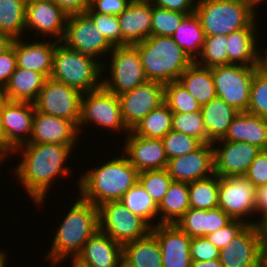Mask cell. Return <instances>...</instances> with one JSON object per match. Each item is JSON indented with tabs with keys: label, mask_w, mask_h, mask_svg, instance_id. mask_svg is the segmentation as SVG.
<instances>
[{
	"label": "cell",
	"mask_w": 267,
	"mask_h": 267,
	"mask_svg": "<svg viewBox=\"0 0 267 267\" xmlns=\"http://www.w3.org/2000/svg\"><path fill=\"white\" fill-rule=\"evenodd\" d=\"M75 145H60L54 143H25L14 149L11 154L22 153V161L14 171L18 181L26 189L32 202L38 206L45 203L55 178L70 174L71 169L65 166ZM22 151V152H21Z\"/></svg>",
	"instance_id": "cell-1"
},
{
	"label": "cell",
	"mask_w": 267,
	"mask_h": 267,
	"mask_svg": "<svg viewBox=\"0 0 267 267\" xmlns=\"http://www.w3.org/2000/svg\"><path fill=\"white\" fill-rule=\"evenodd\" d=\"M87 170L78 178L79 196L96 207L109 201H119L138 182V170L128 158L118 156Z\"/></svg>",
	"instance_id": "cell-2"
},
{
	"label": "cell",
	"mask_w": 267,
	"mask_h": 267,
	"mask_svg": "<svg viewBox=\"0 0 267 267\" xmlns=\"http://www.w3.org/2000/svg\"><path fill=\"white\" fill-rule=\"evenodd\" d=\"M73 202L75 203L57 227L51 249L46 254L51 267L62 263L69 256L74 260L88 239L99 230L98 207L80 196Z\"/></svg>",
	"instance_id": "cell-3"
},
{
	"label": "cell",
	"mask_w": 267,
	"mask_h": 267,
	"mask_svg": "<svg viewBox=\"0 0 267 267\" xmlns=\"http://www.w3.org/2000/svg\"><path fill=\"white\" fill-rule=\"evenodd\" d=\"M133 46L138 50L148 81L163 84L178 81L194 62L171 36H150Z\"/></svg>",
	"instance_id": "cell-4"
},
{
	"label": "cell",
	"mask_w": 267,
	"mask_h": 267,
	"mask_svg": "<svg viewBox=\"0 0 267 267\" xmlns=\"http://www.w3.org/2000/svg\"><path fill=\"white\" fill-rule=\"evenodd\" d=\"M96 58L56 44L50 78L87 93L102 87L104 64Z\"/></svg>",
	"instance_id": "cell-5"
},
{
	"label": "cell",
	"mask_w": 267,
	"mask_h": 267,
	"mask_svg": "<svg viewBox=\"0 0 267 267\" xmlns=\"http://www.w3.org/2000/svg\"><path fill=\"white\" fill-rule=\"evenodd\" d=\"M195 12L205 36H227L246 28L257 17L242 0H197Z\"/></svg>",
	"instance_id": "cell-6"
},
{
	"label": "cell",
	"mask_w": 267,
	"mask_h": 267,
	"mask_svg": "<svg viewBox=\"0 0 267 267\" xmlns=\"http://www.w3.org/2000/svg\"><path fill=\"white\" fill-rule=\"evenodd\" d=\"M109 78H102V87L119 96L146 83L138 50L133 45L113 47L110 52Z\"/></svg>",
	"instance_id": "cell-7"
},
{
	"label": "cell",
	"mask_w": 267,
	"mask_h": 267,
	"mask_svg": "<svg viewBox=\"0 0 267 267\" xmlns=\"http://www.w3.org/2000/svg\"><path fill=\"white\" fill-rule=\"evenodd\" d=\"M87 124L100 126L104 130L109 128V131L114 130L119 134L120 130L127 134L130 132L122 118L119 96L103 87L82 95L78 131L84 125L87 127Z\"/></svg>",
	"instance_id": "cell-8"
},
{
	"label": "cell",
	"mask_w": 267,
	"mask_h": 267,
	"mask_svg": "<svg viewBox=\"0 0 267 267\" xmlns=\"http://www.w3.org/2000/svg\"><path fill=\"white\" fill-rule=\"evenodd\" d=\"M99 230L122 246L145 237L151 227L128 210L120 201H109L98 206Z\"/></svg>",
	"instance_id": "cell-9"
},
{
	"label": "cell",
	"mask_w": 267,
	"mask_h": 267,
	"mask_svg": "<svg viewBox=\"0 0 267 267\" xmlns=\"http://www.w3.org/2000/svg\"><path fill=\"white\" fill-rule=\"evenodd\" d=\"M257 68L237 64L211 68L217 97L237 111L246 112L252 79Z\"/></svg>",
	"instance_id": "cell-10"
},
{
	"label": "cell",
	"mask_w": 267,
	"mask_h": 267,
	"mask_svg": "<svg viewBox=\"0 0 267 267\" xmlns=\"http://www.w3.org/2000/svg\"><path fill=\"white\" fill-rule=\"evenodd\" d=\"M219 261L223 267H263L267 260L262 226L248 224L226 247L220 249Z\"/></svg>",
	"instance_id": "cell-11"
},
{
	"label": "cell",
	"mask_w": 267,
	"mask_h": 267,
	"mask_svg": "<svg viewBox=\"0 0 267 267\" xmlns=\"http://www.w3.org/2000/svg\"><path fill=\"white\" fill-rule=\"evenodd\" d=\"M82 95V92L73 87L47 78L34 102L35 109L46 115L65 118L78 127Z\"/></svg>",
	"instance_id": "cell-12"
},
{
	"label": "cell",
	"mask_w": 267,
	"mask_h": 267,
	"mask_svg": "<svg viewBox=\"0 0 267 267\" xmlns=\"http://www.w3.org/2000/svg\"><path fill=\"white\" fill-rule=\"evenodd\" d=\"M60 43L97 59L103 58L113 48L86 13L67 17L64 37Z\"/></svg>",
	"instance_id": "cell-13"
},
{
	"label": "cell",
	"mask_w": 267,
	"mask_h": 267,
	"mask_svg": "<svg viewBox=\"0 0 267 267\" xmlns=\"http://www.w3.org/2000/svg\"><path fill=\"white\" fill-rule=\"evenodd\" d=\"M255 193L256 187L245 176L219 177L218 207L232 219L256 224L247 220L255 214Z\"/></svg>",
	"instance_id": "cell-14"
},
{
	"label": "cell",
	"mask_w": 267,
	"mask_h": 267,
	"mask_svg": "<svg viewBox=\"0 0 267 267\" xmlns=\"http://www.w3.org/2000/svg\"><path fill=\"white\" fill-rule=\"evenodd\" d=\"M34 113V103L7 100L2 104L1 125L4 132V155L7 158L18 146L29 142Z\"/></svg>",
	"instance_id": "cell-15"
},
{
	"label": "cell",
	"mask_w": 267,
	"mask_h": 267,
	"mask_svg": "<svg viewBox=\"0 0 267 267\" xmlns=\"http://www.w3.org/2000/svg\"><path fill=\"white\" fill-rule=\"evenodd\" d=\"M165 84L147 81L133 90L119 95L122 118L131 131L153 109L164 103Z\"/></svg>",
	"instance_id": "cell-16"
},
{
	"label": "cell",
	"mask_w": 267,
	"mask_h": 267,
	"mask_svg": "<svg viewBox=\"0 0 267 267\" xmlns=\"http://www.w3.org/2000/svg\"><path fill=\"white\" fill-rule=\"evenodd\" d=\"M219 142V143H218ZM221 144L217 147L215 144ZM214 173L219 177L245 176L261 149L246 142L215 141Z\"/></svg>",
	"instance_id": "cell-17"
},
{
	"label": "cell",
	"mask_w": 267,
	"mask_h": 267,
	"mask_svg": "<svg viewBox=\"0 0 267 267\" xmlns=\"http://www.w3.org/2000/svg\"><path fill=\"white\" fill-rule=\"evenodd\" d=\"M166 171L173 181L192 182L214 175V149L204 143L194 152L168 159Z\"/></svg>",
	"instance_id": "cell-18"
},
{
	"label": "cell",
	"mask_w": 267,
	"mask_h": 267,
	"mask_svg": "<svg viewBox=\"0 0 267 267\" xmlns=\"http://www.w3.org/2000/svg\"><path fill=\"white\" fill-rule=\"evenodd\" d=\"M151 232L159 242L162 267H190V236L176 224H155Z\"/></svg>",
	"instance_id": "cell-19"
},
{
	"label": "cell",
	"mask_w": 267,
	"mask_h": 267,
	"mask_svg": "<svg viewBox=\"0 0 267 267\" xmlns=\"http://www.w3.org/2000/svg\"><path fill=\"white\" fill-rule=\"evenodd\" d=\"M126 136L123 153L139 173L166 168L168 159L161 139L138 136L131 131Z\"/></svg>",
	"instance_id": "cell-20"
},
{
	"label": "cell",
	"mask_w": 267,
	"mask_h": 267,
	"mask_svg": "<svg viewBox=\"0 0 267 267\" xmlns=\"http://www.w3.org/2000/svg\"><path fill=\"white\" fill-rule=\"evenodd\" d=\"M80 133L77 126L65 119L46 115L35 109L32 122V133L27 143H54L76 145Z\"/></svg>",
	"instance_id": "cell-21"
},
{
	"label": "cell",
	"mask_w": 267,
	"mask_h": 267,
	"mask_svg": "<svg viewBox=\"0 0 267 267\" xmlns=\"http://www.w3.org/2000/svg\"><path fill=\"white\" fill-rule=\"evenodd\" d=\"M67 14L50 0L33 2L26 5V29L57 37L61 42L66 28ZM41 33V34H40Z\"/></svg>",
	"instance_id": "cell-22"
},
{
	"label": "cell",
	"mask_w": 267,
	"mask_h": 267,
	"mask_svg": "<svg viewBox=\"0 0 267 267\" xmlns=\"http://www.w3.org/2000/svg\"><path fill=\"white\" fill-rule=\"evenodd\" d=\"M118 19L121 28V46L134 45L147 39L151 36V1L132 0Z\"/></svg>",
	"instance_id": "cell-23"
},
{
	"label": "cell",
	"mask_w": 267,
	"mask_h": 267,
	"mask_svg": "<svg viewBox=\"0 0 267 267\" xmlns=\"http://www.w3.org/2000/svg\"><path fill=\"white\" fill-rule=\"evenodd\" d=\"M122 255L123 246L98 230L74 260L83 267H116Z\"/></svg>",
	"instance_id": "cell-24"
},
{
	"label": "cell",
	"mask_w": 267,
	"mask_h": 267,
	"mask_svg": "<svg viewBox=\"0 0 267 267\" xmlns=\"http://www.w3.org/2000/svg\"><path fill=\"white\" fill-rule=\"evenodd\" d=\"M24 38L15 39L17 67L33 70L50 78L53 67V56L58 41L26 42ZM35 42V43H34Z\"/></svg>",
	"instance_id": "cell-25"
},
{
	"label": "cell",
	"mask_w": 267,
	"mask_h": 267,
	"mask_svg": "<svg viewBox=\"0 0 267 267\" xmlns=\"http://www.w3.org/2000/svg\"><path fill=\"white\" fill-rule=\"evenodd\" d=\"M256 18L246 27L227 35L228 64L260 66Z\"/></svg>",
	"instance_id": "cell-26"
},
{
	"label": "cell",
	"mask_w": 267,
	"mask_h": 267,
	"mask_svg": "<svg viewBox=\"0 0 267 267\" xmlns=\"http://www.w3.org/2000/svg\"><path fill=\"white\" fill-rule=\"evenodd\" d=\"M233 219L221 208H190L175 224L191 238L204 237L224 228Z\"/></svg>",
	"instance_id": "cell-27"
},
{
	"label": "cell",
	"mask_w": 267,
	"mask_h": 267,
	"mask_svg": "<svg viewBox=\"0 0 267 267\" xmlns=\"http://www.w3.org/2000/svg\"><path fill=\"white\" fill-rule=\"evenodd\" d=\"M218 141L246 142L267 150V118L239 112L223 139Z\"/></svg>",
	"instance_id": "cell-28"
},
{
	"label": "cell",
	"mask_w": 267,
	"mask_h": 267,
	"mask_svg": "<svg viewBox=\"0 0 267 267\" xmlns=\"http://www.w3.org/2000/svg\"><path fill=\"white\" fill-rule=\"evenodd\" d=\"M201 113L205 124L208 143L221 140L226 135L229 126L239 113L219 97L213 98L202 105Z\"/></svg>",
	"instance_id": "cell-29"
},
{
	"label": "cell",
	"mask_w": 267,
	"mask_h": 267,
	"mask_svg": "<svg viewBox=\"0 0 267 267\" xmlns=\"http://www.w3.org/2000/svg\"><path fill=\"white\" fill-rule=\"evenodd\" d=\"M46 79L41 73L17 67L5 85L7 100L34 103Z\"/></svg>",
	"instance_id": "cell-30"
},
{
	"label": "cell",
	"mask_w": 267,
	"mask_h": 267,
	"mask_svg": "<svg viewBox=\"0 0 267 267\" xmlns=\"http://www.w3.org/2000/svg\"><path fill=\"white\" fill-rule=\"evenodd\" d=\"M133 267H162L159 242L150 231L145 237L123 245V255Z\"/></svg>",
	"instance_id": "cell-31"
},
{
	"label": "cell",
	"mask_w": 267,
	"mask_h": 267,
	"mask_svg": "<svg viewBox=\"0 0 267 267\" xmlns=\"http://www.w3.org/2000/svg\"><path fill=\"white\" fill-rule=\"evenodd\" d=\"M178 82L201 105L217 97L211 68L202 67L193 62L180 75Z\"/></svg>",
	"instance_id": "cell-32"
},
{
	"label": "cell",
	"mask_w": 267,
	"mask_h": 267,
	"mask_svg": "<svg viewBox=\"0 0 267 267\" xmlns=\"http://www.w3.org/2000/svg\"><path fill=\"white\" fill-rule=\"evenodd\" d=\"M190 208L188 183L172 181L158 204L157 224H175Z\"/></svg>",
	"instance_id": "cell-33"
},
{
	"label": "cell",
	"mask_w": 267,
	"mask_h": 267,
	"mask_svg": "<svg viewBox=\"0 0 267 267\" xmlns=\"http://www.w3.org/2000/svg\"><path fill=\"white\" fill-rule=\"evenodd\" d=\"M171 37L195 61L201 53L205 40V33L197 13L194 11L186 14Z\"/></svg>",
	"instance_id": "cell-34"
},
{
	"label": "cell",
	"mask_w": 267,
	"mask_h": 267,
	"mask_svg": "<svg viewBox=\"0 0 267 267\" xmlns=\"http://www.w3.org/2000/svg\"><path fill=\"white\" fill-rule=\"evenodd\" d=\"M172 115L173 112L164 102L138 122L131 132L146 138L162 139L172 130Z\"/></svg>",
	"instance_id": "cell-35"
},
{
	"label": "cell",
	"mask_w": 267,
	"mask_h": 267,
	"mask_svg": "<svg viewBox=\"0 0 267 267\" xmlns=\"http://www.w3.org/2000/svg\"><path fill=\"white\" fill-rule=\"evenodd\" d=\"M119 201L132 213L141 217L151 228L154 227L153 220L158 216V204L139 182L132 186Z\"/></svg>",
	"instance_id": "cell-36"
},
{
	"label": "cell",
	"mask_w": 267,
	"mask_h": 267,
	"mask_svg": "<svg viewBox=\"0 0 267 267\" xmlns=\"http://www.w3.org/2000/svg\"><path fill=\"white\" fill-rule=\"evenodd\" d=\"M26 21L24 0H0V31L14 39L23 38ZM23 35V36H22Z\"/></svg>",
	"instance_id": "cell-37"
},
{
	"label": "cell",
	"mask_w": 267,
	"mask_h": 267,
	"mask_svg": "<svg viewBox=\"0 0 267 267\" xmlns=\"http://www.w3.org/2000/svg\"><path fill=\"white\" fill-rule=\"evenodd\" d=\"M188 188L191 208L208 210L218 207V175L214 174L208 178L189 182Z\"/></svg>",
	"instance_id": "cell-38"
},
{
	"label": "cell",
	"mask_w": 267,
	"mask_h": 267,
	"mask_svg": "<svg viewBox=\"0 0 267 267\" xmlns=\"http://www.w3.org/2000/svg\"><path fill=\"white\" fill-rule=\"evenodd\" d=\"M227 36H205L201 53L194 62L202 67L213 68L228 65Z\"/></svg>",
	"instance_id": "cell-39"
},
{
	"label": "cell",
	"mask_w": 267,
	"mask_h": 267,
	"mask_svg": "<svg viewBox=\"0 0 267 267\" xmlns=\"http://www.w3.org/2000/svg\"><path fill=\"white\" fill-rule=\"evenodd\" d=\"M164 102L173 113L201 111L202 105L178 82L165 84Z\"/></svg>",
	"instance_id": "cell-40"
},
{
	"label": "cell",
	"mask_w": 267,
	"mask_h": 267,
	"mask_svg": "<svg viewBox=\"0 0 267 267\" xmlns=\"http://www.w3.org/2000/svg\"><path fill=\"white\" fill-rule=\"evenodd\" d=\"M172 130L194 137L202 144L208 143L207 132L201 111L173 113Z\"/></svg>",
	"instance_id": "cell-41"
},
{
	"label": "cell",
	"mask_w": 267,
	"mask_h": 267,
	"mask_svg": "<svg viewBox=\"0 0 267 267\" xmlns=\"http://www.w3.org/2000/svg\"><path fill=\"white\" fill-rule=\"evenodd\" d=\"M250 114L267 118V73L258 67L255 70L247 111Z\"/></svg>",
	"instance_id": "cell-42"
},
{
	"label": "cell",
	"mask_w": 267,
	"mask_h": 267,
	"mask_svg": "<svg viewBox=\"0 0 267 267\" xmlns=\"http://www.w3.org/2000/svg\"><path fill=\"white\" fill-rule=\"evenodd\" d=\"M172 181L166 169L147 170L140 172L138 175V182L157 204L166 194Z\"/></svg>",
	"instance_id": "cell-43"
},
{
	"label": "cell",
	"mask_w": 267,
	"mask_h": 267,
	"mask_svg": "<svg viewBox=\"0 0 267 267\" xmlns=\"http://www.w3.org/2000/svg\"><path fill=\"white\" fill-rule=\"evenodd\" d=\"M185 15L152 5L151 36H172Z\"/></svg>",
	"instance_id": "cell-44"
},
{
	"label": "cell",
	"mask_w": 267,
	"mask_h": 267,
	"mask_svg": "<svg viewBox=\"0 0 267 267\" xmlns=\"http://www.w3.org/2000/svg\"><path fill=\"white\" fill-rule=\"evenodd\" d=\"M167 159L194 152L202 143L191 136L170 130L162 139Z\"/></svg>",
	"instance_id": "cell-45"
},
{
	"label": "cell",
	"mask_w": 267,
	"mask_h": 267,
	"mask_svg": "<svg viewBox=\"0 0 267 267\" xmlns=\"http://www.w3.org/2000/svg\"><path fill=\"white\" fill-rule=\"evenodd\" d=\"M93 20L95 27L112 47L121 46V28L118 16L95 12H86Z\"/></svg>",
	"instance_id": "cell-46"
},
{
	"label": "cell",
	"mask_w": 267,
	"mask_h": 267,
	"mask_svg": "<svg viewBox=\"0 0 267 267\" xmlns=\"http://www.w3.org/2000/svg\"><path fill=\"white\" fill-rule=\"evenodd\" d=\"M247 225L248 223L245 221L233 219L224 228L216 230L215 232L206 235V237L217 248L222 249L226 247Z\"/></svg>",
	"instance_id": "cell-47"
},
{
	"label": "cell",
	"mask_w": 267,
	"mask_h": 267,
	"mask_svg": "<svg viewBox=\"0 0 267 267\" xmlns=\"http://www.w3.org/2000/svg\"><path fill=\"white\" fill-rule=\"evenodd\" d=\"M189 250L192 261H209L219 258L220 249L206 236L191 238Z\"/></svg>",
	"instance_id": "cell-48"
},
{
	"label": "cell",
	"mask_w": 267,
	"mask_h": 267,
	"mask_svg": "<svg viewBox=\"0 0 267 267\" xmlns=\"http://www.w3.org/2000/svg\"><path fill=\"white\" fill-rule=\"evenodd\" d=\"M245 177L257 188L267 184V150H261L251 163Z\"/></svg>",
	"instance_id": "cell-49"
},
{
	"label": "cell",
	"mask_w": 267,
	"mask_h": 267,
	"mask_svg": "<svg viewBox=\"0 0 267 267\" xmlns=\"http://www.w3.org/2000/svg\"><path fill=\"white\" fill-rule=\"evenodd\" d=\"M132 0H90L86 12L119 16Z\"/></svg>",
	"instance_id": "cell-50"
},
{
	"label": "cell",
	"mask_w": 267,
	"mask_h": 267,
	"mask_svg": "<svg viewBox=\"0 0 267 267\" xmlns=\"http://www.w3.org/2000/svg\"><path fill=\"white\" fill-rule=\"evenodd\" d=\"M17 68L16 53H15V40L12 47L5 53L0 54V83L6 85L11 75Z\"/></svg>",
	"instance_id": "cell-51"
},
{
	"label": "cell",
	"mask_w": 267,
	"mask_h": 267,
	"mask_svg": "<svg viewBox=\"0 0 267 267\" xmlns=\"http://www.w3.org/2000/svg\"><path fill=\"white\" fill-rule=\"evenodd\" d=\"M152 5L170 11L189 14L195 11L197 0H150Z\"/></svg>",
	"instance_id": "cell-52"
},
{
	"label": "cell",
	"mask_w": 267,
	"mask_h": 267,
	"mask_svg": "<svg viewBox=\"0 0 267 267\" xmlns=\"http://www.w3.org/2000/svg\"><path fill=\"white\" fill-rule=\"evenodd\" d=\"M61 8L67 16L84 14L89 8V0H50Z\"/></svg>",
	"instance_id": "cell-53"
},
{
	"label": "cell",
	"mask_w": 267,
	"mask_h": 267,
	"mask_svg": "<svg viewBox=\"0 0 267 267\" xmlns=\"http://www.w3.org/2000/svg\"><path fill=\"white\" fill-rule=\"evenodd\" d=\"M254 212L261 213V216H258L261 218L256 221V224L262 225L267 221V184L256 188Z\"/></svg>",
	"instance_id": "cell-54"
},
{
	"label": "cell",
	"mask_w": 267,
	"mask_h": 267,
	"mask_svg": "<svg viewBox=\"0 0 267 267\" xmlns=\"http://www.w3.org/2000/svg\"><path fill=\"white\" fill-rule=\"evenodd\" d=\"M14 40L15 39L11 35L0 31V54L9 50L12 47Z\"/></svg>",
	"instance_id": "cell-55"
},
{
	"label": "cell",
	"mask_w": 267,
	"mask_h": 267,
	"mask_svg": "<svg viewBox=\"0 0 267 267\" xmlns=\"http://www.w3.org/2000/svg\"><path fill=\"white\" fill-rule=\"evenodd\" d=\"M190 267H223L219 258L209 261H191Z\"/></svg>",
	"instance_id": "cell-56"
},
{
	"label": "cell",
	"mask_w": 267,
	"mask_h": 267,
	"mask_svg": "<svg viewBox=\"0 0 267 267\" xmlns=\"http://www.w3.org/2000/svg\"><path fill=\"white\" fill-rule=\"evenodd\" d=\"M244 3H246L255 13L258 12L256 10L257 5L264 2L265 0H242Z\"/></svg>",
	"instance_id": "cell-57"
},
{
	"label": "cell",
	"mask_w": 267,
	"mask_h": 267,
	"mask_svg": "<svg viewBox=\"0 0 267 267\" xmlns=\"http://www.w3.org/2000/svg\"><path fill=\"white\" fill-rule=\"evenodd\" d=\"M2 104H0V152L4 154V132L1 125Z\"/></svg>",
	"instance_id": "cell-58"
},
{
	"label": "cell",
	"mask_w": 267,
	"mask_h": 267,
	"mask_svg": "<svg viewBox=\"0 0 267 267\" xmlns=\"http://www.w3.org/2000/svg\"><path fill=\"white\" fill-rule=\"evenodd\" d=\"M264 55H260V68L267 73V48L264 49Z\"/></svg>",
	"instance_id": "cell-59"
},
{
	"label": "cell",
	"mask_w": 267,
	"mask_h": 267,
	"mask_svg": "<svg viewBox=\"0 0 267 267\" xmlns=\"http://www.w3.org/2000/svg\"><path fill=\"white\" fill-rule=\"evenodd\" d=\"M263 229V239H264V253L267 260V221L263 223L262 225Z\"/></svg>",
	"instance_id": "cell-60"
},
{
	"label": "cell",
	"mask_w": 267,
	"mask_h": 267,
	"mask_svg": "<svg viewBox=\"0 0 267 267\" xmlns=\"http://www.w3.org/2000/svg\"><path fill=\"white\" fill-rule=\"evenodd\" d=\"M7 101L5 86L0 83V104H4Z\"/></svg>",
	"instance_id": "cell-61"
},
{
	"label": "cell",
	"mask_w": 267,
	"mask_h": 267,
	"mask_svg": "<svg viewBox=\"0 0 267 267\" xmlns=\"http://www.w3.org/2000/svg\"><path fill=\"white\" fill-rule=\"evenodd\" d=\"M7 257H6V254H5V251L3 250H0V267H6V265L8 263L7 262Z\"/></svg>",
	"instance_id": "cell-62"
},
{
	"label": "cell",
	"mask_w": 267,
	"mask_h": 267,
	"mask_svg": "<svg viewBox=\"0 0 267 267\" xmlns=\"http://www.w3.org/2000/svg\"><path fill=\"white\" fill-rule=\"evenodd\" d=\"M116 267H133V266H131L125 259L122 258V259L117 263Z\"/></svg>",
	"instance_id": "cell-63"
},
{
	"label": "cell",
	"mask_w": 267,
	"mask_h": 267,
	"mask_svg": "<svg viewBox=\"0 0 267 267\" xmlns=\"http://www.w3.org/2000/svg\"><path fill=\"white\" fill-rule=\"evenodd\" d=\"M71 267H83L82 265H80L79 263H77L75 260L71 261Z\"/></svg>",
	"instance_id": "cell-64"
},
{
	"label": "cell",
	"mask_w": 267,
	"mask_h": 267,
	"mask_svg": "<svg viewBox=\"0 0 267 267\" xmlns=\"http://www.w3.org/2000/svg\"><path fill=\"white\" fill-rule=\"evenodd\" d=\"M39 1H46V0H24L25 4H30V3H33V2H39Z\"/></svg>",
	"instance_id": "cell-65"
},
{
	"label": "cell",
	"mask_w": 267,
	"mask_h": 267,
	"mask_svg": "<svg viewBox=\"0 0 267 267\" xmlns=\"http://www.w3.org/2000/svg\"><path fill=\"white\" fill-rule=\"evenodd\" d=\"M5 159H6V156L3 153H0V163H2Z\"/></svg>",
	"instance_id": "cell-66"
},
{
	"label": "cell",
	"mask_w": 267,
	"mask_h": 267,
	"mask_svg": "<svg viewBox=\"0 0 267 267\" xmlns=\"http://www.w3.org/2000/svg\"><path fill=\"white\" fill-rule=\"evenodd\" d=\"M263 267H267V261L264 263Z\"/></svg>",
	"instance_id": "cell-67"
}]
</instances>
